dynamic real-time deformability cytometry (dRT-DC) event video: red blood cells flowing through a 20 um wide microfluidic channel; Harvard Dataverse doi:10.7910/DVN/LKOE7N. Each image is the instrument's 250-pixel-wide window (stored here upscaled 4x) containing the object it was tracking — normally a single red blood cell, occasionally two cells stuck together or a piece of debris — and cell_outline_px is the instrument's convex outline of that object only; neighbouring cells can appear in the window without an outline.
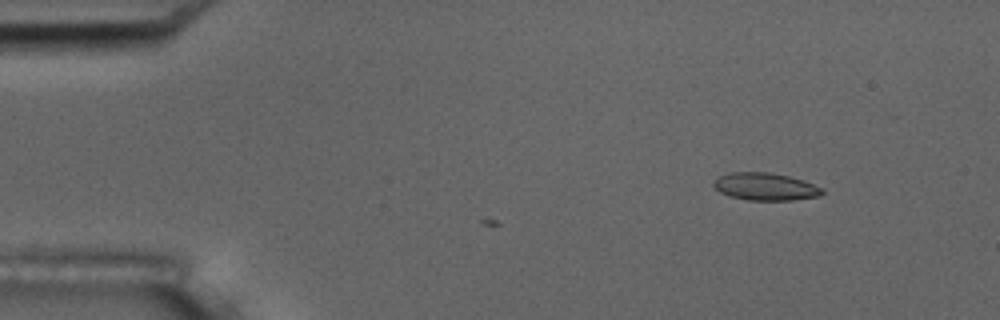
{"species": "common noctule bat (a hibernating species)", "species_latin": "Nyctalus noctula", "temperature_condition": "room temperature", "stored_images_in_passage": 7, "camera_frame_rate_fps": 3000, "um_per_image_px": 0.085, "animal": {"sex": "male", "body_mass_g": 17.5, "forearm_length_mm": 52.3}, "frame": {"image": 1, "passage_image": 7, "time_ms": 2.0, "image_size_px": [1000, 320], "cell_outline_px": [[824, 192], [820, 196], [792, 200], [748, 200], [728, 196], [720, 192], [712, 184], [720, 176], [728, 172], [772, 172], [804, 180], [824, 188]], "centroid_in_image_um": [65.08, 15.86], "position_along_channel_um": 19.9, "area_um2": 17.51}}